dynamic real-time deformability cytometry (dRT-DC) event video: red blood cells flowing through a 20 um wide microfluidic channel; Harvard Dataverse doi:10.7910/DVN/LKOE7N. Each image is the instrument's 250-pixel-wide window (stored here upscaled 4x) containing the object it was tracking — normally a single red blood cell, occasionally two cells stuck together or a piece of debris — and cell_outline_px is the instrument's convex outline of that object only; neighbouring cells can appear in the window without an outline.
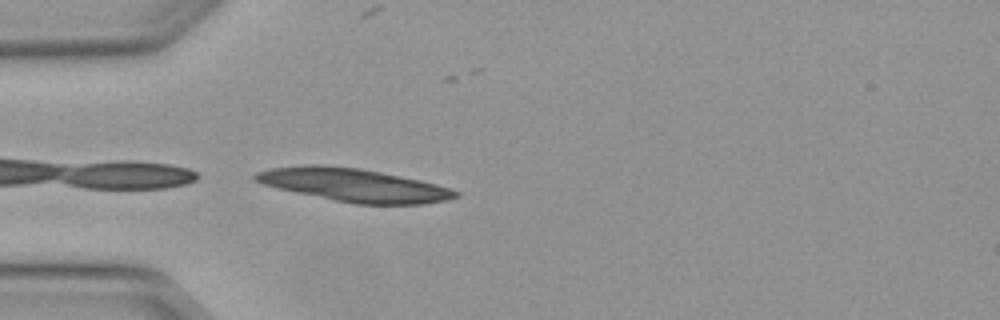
{"species": "Egyptian fruit bat (a non-hibernating species)", "species_latin": "Rousettus aegyptiacus", "temperature_condition": "warm", "stored_images_in_passage": 14, "camera_frame_rate_fps": 3000, "um_per_image_px": 0.085, "animal": {"sex": "female"}, "frame": {"image": 1, "passage_image": 14, "time_ms": 4.333, "image_size_px": [1000, 320], "cell_outline_px": [[460, 196], [448, 200], [420, 204], [356, 204], [296, 192], [264, 184], [256, 180], [252, 176], [256, 172], [272, 168], [304, 164], [320, 164], [360, 168], [420, 180], [436, 184], [460, 192]], "centroid_in_image_um": [30.1, 15.72], "position_along_channel_um": 54.9, "area_um2": 38.26}}